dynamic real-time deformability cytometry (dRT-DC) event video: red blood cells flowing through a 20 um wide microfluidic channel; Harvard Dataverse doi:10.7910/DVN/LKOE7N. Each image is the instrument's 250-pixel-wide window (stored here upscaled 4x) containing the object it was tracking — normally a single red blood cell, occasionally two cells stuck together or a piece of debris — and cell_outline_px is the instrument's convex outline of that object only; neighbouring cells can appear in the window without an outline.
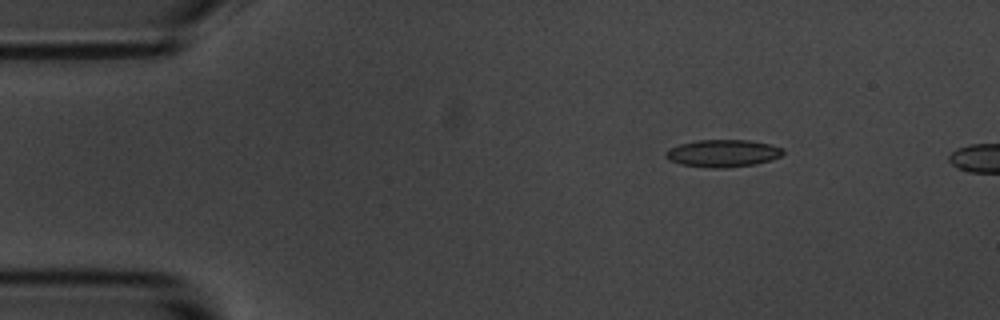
{"species": "common noctule bat (a hibernating species)", "species_latin": "Nyctalus noctula", "temperature_condition": "room temperature", "stored_images_in_passage": 4, "camera_frame_rate_fps": 3000, "um_per_image_px": 0.085, "animal": {"sex": "male", "body_mass_g": 20.1, "forearm_length_mm": 53.5}, "frame": {"image": 1, "passage_image": 1, "time_ms": 0.0, "image_size_px": [1000, 320], "cell_outline_px": [[784, 152], [780, 156], [772, 160], [756, 164], [724, 168], [712, 168], [680, 164], [668, 160], [664, 156], [664, 152], [668, 148], [680, 144], [696, 140], [748, 140], [768, 144], [784, 148]], "centroid_in_image_um": [61.41, 13.03], "position_along_channel_um": 23.6, "area_um2": 18.84}}